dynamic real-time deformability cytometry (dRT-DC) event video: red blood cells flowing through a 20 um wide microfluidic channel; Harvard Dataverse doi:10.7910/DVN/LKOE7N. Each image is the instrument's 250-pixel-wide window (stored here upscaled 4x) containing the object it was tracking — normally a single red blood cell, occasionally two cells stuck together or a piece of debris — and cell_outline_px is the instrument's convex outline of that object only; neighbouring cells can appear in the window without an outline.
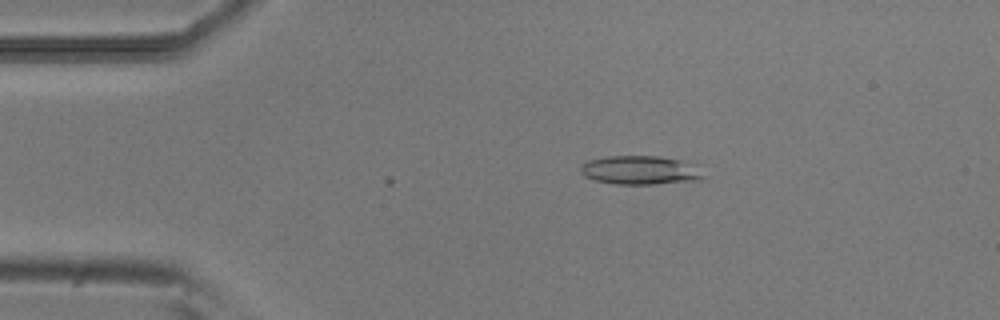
{"species": "common noctule bat (a hibernating species)", "species_latin": "Nyctalus noctula", "temperature_condition": "room temperature", "stored_images_in_passage": 35, "camera_frame_rate_fps": 3000, "um_per_image_px": 0.085, "animal": {"sex": "male", "body_mass_g": 20.5, "forearm_length_mm": 52.5}, "frame": {"image": 1, "passage_image": 4, "time_ms": 1.0, "image_size_px": [1000, 320], "cell_outline_px": [[708, 176], [700, 180], [652, 184], [616, 184], [596, 180], [584, 176], [580, 172], [580, 168], [588, 160], [608, 156], [660, 156], [704, 164]], "centroid_in_image_um": [54.62, 14.45], "position_along_channel_um": 30.4, "area_um2": 21.33}}
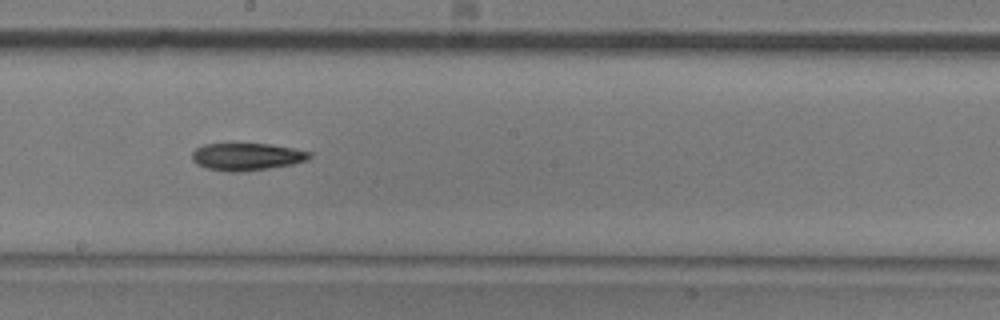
{"frame": {"image": 2, "passage_image": 23, "time_ms": 7.333, "image_size_px": [1000, 320], "cell_outline_px": [[312, 156], [304, 160], [292, 164], [268, 168], [236, 172], [228, 172], [208, 168], [196, 164], [192, 160], [192, 152], [196, 148], [204, 144], [272, 144], [312, 152]], "centroid_in_image_um": [20.95, 13.31], "position_along_channel_um": 227.2, "area_um2": 18.55}}
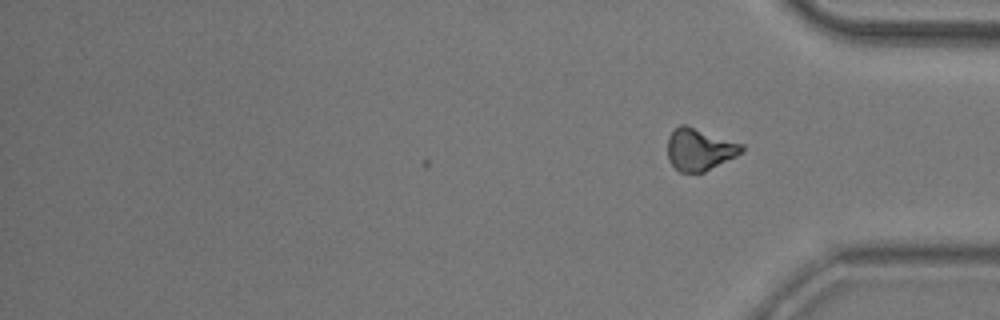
{"frame": {"image": 3, "passage_image": 35, "time_ms": 11.333, "image_size_px": [1000, 320], "cell_outline_px": [[744, 148], [736, 156], [704, 172], [680, 172], [668, 160], [668, 136], [680, 124], [684, 124], [744, 144]], "centroid_in_image_um": [59.45, 12.7], "position_along_channel_um": 375.7, "area_um2": 17.98}, "authors_computed_cell_mechanics": {"area_um2": 18.9006, "velocity_mm_per_s": 3.8307, "shape_relaxation_time_tau1_ms": 5.2906, "shape_relaxation_time_tau2_ms": null, "deformation_change_tau1": 0.1284, "deformation_change_tau2": null}}